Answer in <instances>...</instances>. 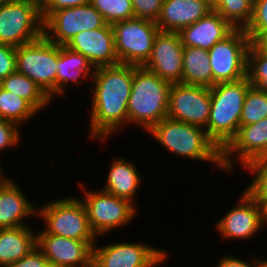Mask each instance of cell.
Wrapping results in <instances>:
<instances>
[{
    "instance_id": "cell-1",
    "label": "cell",
    "mask_w": 267,
    "mask_h": 267,
    "mask_svg": "<svg viewBox=\"0 0 267 267\" xmlns=\"http://www.w3.org/2000/svg\"><path fill=\"white\" fill-rule=\"evenodd\" d=\"M133 75L134 66L128 64L95 68L90 81L89 140L104 144L114 134L127 128Z\"/></svg>"
},
{
    "instance_id": "cell-2",
    "label": "cell",
    "mask_w": 267,
    "mask_h": 267,
    "mask_svg": "<svg viewBox=\"0 0 267 267\" xmlns=\"http://www.w3.org/2000/svg\"><path fill=\"white\" fill-rule=\"evenodd\" d=\"M145 134L175 157L210 163L213 169L223 171L222 151L207 136L204 128L165 117ZM215 168H214V167Z\"/></svg>"
},
{
    "instance_id": "cell-3",
    "label": "cell",
    "mask_w": 267,
    "mask_h": 267,
    "mask_svg": "<svg viewBox=\"0 0 267 267\" xmlns=\"http://www.w3.org/2000/svg\"><path fill=\"white\" fill-rule=\"evenodd\" d=\"M172 83L159 78L143 66H134L128 100V126L144 133L167 117L169 91ZM138 126V127H137Z\"/></svg>"
},
{
    "instance_id": "cell-4",
    "label": "cell",
    "mask_w": 267,
    "mask_h": 267,
    "mask_svg": "<svg viewBox=\"0 0 267 267\" xmlns=\"http://www.w3.org/2000/svg\"><path fill=\"white\" fill-rule=\"evenodd\" d=\"M250 87L247 77L210 87V117L205 131L221 151L237 135L244 99Z\"/></svg>"
},
{
    "instance_id": "cell-5",
    "label": "cell",
    "mask_w": 267,
    "mask_h": 267,
    "mask_svg": "<svg viewBox=\"0 0 267 267\" xmlns=\"http://www.w3.org/2000/svg\"><path fill=\"white\" fill-rule=\"evenodd\" d=\"M37 206V218L43 228L37 234H52L81 241H97L90 228L87 211L80 198L63 196Z\"/></svg>"
},
{
    "instance_id": "cell-6",
    "label": "cell",
    "mask_w": 267,
    "mask_h": 267,
    "mask_svg": "<svg viewBox=\"0 0 267 267\" xmlns=\"http://www.w3.org/2000/svg\"><path fill=\"white\" fill-rule=\"evenodd\" d=\"M84 194L80 197L85 205L90 228L96 237L110 235L116 229L133 224L138 215V207L129 200L116 197L101 189H86L83 182H79ZM109 232V233H108Z\"/></svg>"
},
{
    "instance_id": "cell-7",
    "label": "cell",
    "mask_w": 267,
    "mask_h": 267,
    "mask_svg": "<svg viewBox=\"0 0 267 267\" xmlns=\"http://www.w3.org/2000/svg\"><path fill=\"white\" fill-rule=\"evenodd\" d=\"M58 58L59 45L50 42L44 35L16 47V71L34 81L52 103L56 98Z\"/></svg>"
},
{
    "instance_id": "cell-8",
    "label": "cell",
    "mask_w": 267,
    "mask_h": 267,
    "mask_svg": "<svg viewBox=\"0 0 267 267\" xmlns=\"http://www.w3.org/2000/svg\"><path fill=\"white\" fill-rule=\"evenodd\" d=\"M119 63L142 67L149 60L159 27L156 22L131 18L112 24Z\"/></svg>"
},
{
    "instance_id": "cell-9",
    "label": "cell",
    "mask_w": 267,
    "mask_h": 267,
    "mask_svg": "<svg viewBox=\"0 0 267 267\" xmlns=\"http://www.w3.org/2000/svg\"><path fill=\"white\" fill-rule=\"evenodd\" d=\"M42 35L39 0H20L0 5V44L20 47Z\"/></svg>"
},
{
    "instance_id": "cell-10",
    "label": "cell",
    "mask_w": 267,
    "mask_h": 267,
    "mask_svg": "<svg viewBox=\"0 0 267 267\" xmlns=\"http://www.w3.org/2000/svg\"><path fill=\"white\" fill-rule=\"evenodd\" d=\"M251 40L244 29H235L209 50L213 86L247 77V54Z\"/></svg>"
},
{
    "instance_id": "cell-11",
    "label": "cell",
    "mask_w": 267,
    "mask_h": 267,
    "mask_svg": "<svg viewBox=\"0 0 267 267\" xmlns=\"http://www.w3.org/2000/svg\"><path fill=\"white\" fill-rule=\"evenodd\" d=\"M106 24L102 14L91 3L55 10L43 20V35L57 45H66L76 34Z\"/></svg>"
},
{
    "instance_id": "cell-12",
    "label": "cell",
    "mask_w": 267,
    "mask_h": 267,
    "mask_svg": "<svg viewBox=\"0 0 267 267\" xmlns=\"http://www.w3.org/2000/svg\"><path fill=\"white\" fill-rule=\"evenodd\" d=\"M265 158H267V118L239 127L237 135L222 150L224 174L232 175L238 169V165L243 170L248 163Z\"/></svg>"
},
{
    "instance_id": "cell-13",
    "label": "cell",
    "mask_w": 267,
    "mask_h": 267,
    "mask_svg": "<svg viewBox=\"0 0 267 267\" xmlns=\"http://www.w3.org/2000/svg\"><path fill=\"white\" fill-rule=\"evenodd\" d=\"M210 107V88L182 83L171 85L167 117L205 129Z\"/></svg>"
},
{
    "instance_id": "cell-14",
    "label": "cell",
    "mask_w": 267,
    "mask_h": 267,
    "mask_svg": "<svg viewBox=\"0 0 267 267\" xmlns=\"http://www.w3.org/2000/svg\"><path fill=\"white\" fill-rule=\"evenodd\" d=\"M100 238L93 245L92 259L101 267H150L167 251L144 241L120 240L101 245Z\"/></svg>"
},
{
    "instance_id": "cell-15",
    "label": "cell",
    "mask_w": 267,
    "mask_h": 267,
    "mask_svg": "<svg viewBox=\"0 0 267 267\" xmlns=\"http://www.w3.org/2000/svg\"><path fill=\"white\" fill-rule=\"evenodd\" d=\"M235 205L215 222L217 234L224 241L251 240L263 231L260 223V210L257 202L244 190H242Z\"/></svg>"
},
{
    "instance_id": "cell-16",
    "label": "cell",
    "mask_w": 267,
    "mask_h": 267,
    "mask_svg": "<svg viewBox=\"0 0 267 267\" xmlns=\"http://www.w3.org/2000/svg\"><path fill=\"white\" fill-rule=\"evenodd\" d=\"M183 49L178 32L159 31L149 60L143 66L170 83H182Z\"/></svg>"
},
{
    "instance_id": "cell-17",
    "label": "cell",
    "mask_w": 267,
    "mask_h": 267,
    "mask_svg": "<svg viewBox=\"0 0 267 267\" xmlns=\"http://www.w3.org/2000/svg\"><path fill=\"white\" fill-rule=\"evenodd\" d=\"M95 243L52 234H37L36 246L51 267H84L93 258Z\"/></svg>"
},
{
    "instance_id": "cell-18",
    "label": "cell",
    "mask_w": 267,
    "mask_h": 267,
    "mask_svg": "<svg viewBox=\"0 0 267 267\" xmlns=\"http://www.w3.org/2000/svg\"><path fill=\"white\" fill-rule=\"evenodd\" d=\"M65 46L85 56L94 68L119 64L111 24L84 30L72 37Z\"/></svg>"
},
{
    "instance_id": "cell-19",
    "label": "cell",
    "mask_w": 267,
    "mask_h": 267,
    "mask_svg": "<svg viewBox=\"0 0 267 267\" xmlns=\"http://www.w3.org/2000/svg\"><path fill=\"white\" fill-rule=\"evenodd\" d=\"M19 183L9 176L0 186V229L28 225V218L37 219V205Z\"/></svg>"
},
{
    "instance_id": "cell-20",
    "label": "cell",
    "mask_w": 267,
    "mask_h": 267,
    "mask_svg": "<svg viewBox=\"0 0 267 267\" xmlns=\"http://www.w3.org/2000/svg\"><path fill=\"white\" fill-rule=\"evenodd\" d=\"M213 10L211 0H163L156 22L160 31L179 32Z\"/></svg>"
},
{
    "instance_id": "cell-21",
    "label": "cell",
    "mask_w": 267,
    "mask_h": 267,
    "mask_svg": "<svg viewBox=\"0 0 267 267\" xmlns=\"http://www.w3.org/2000/svg\"><path fill=\"white\" fill-rule=\"evenodd\" d=\"M234 30L235 28L228 21L218 12L212 10L197 22L182 28L178 34L184 47L209 50Z\"/></svg>"
},
{
    "instance_id": "cell-22",
    "label": "cell",
    "mask_w": 267,
    "mask_h": 267,
    "mask_svg": "<svg viewBox=\"0 0 267 267\" xmlns=\"http://www.w3.org/2000/svg\"><path fill=\"white\" fill-rule=\"evenodd\" d=\"M107 168L104 186L100 189L116 197L127 199L137 207V202L134 201L142 188L143 175L141 176L136 163L123 157H114Z\"/></svg>"
},
{
    "instance_id": "cell-23",
    "label": "cell",
    "mask_w": 267,
    "mask_h": 267,
    "mask_svg": "<svg viewBox=\"0 0 267 267\" xmlns=\"http://www.w3.org/2000/svg\"><path fill=\"white\" fill-rule=\"evenodd\" d=\"M94 70V66L85 56L79 52L69 49L65 45H59L56 97L59 98L65 96L67 91H69L67 88H69L72 84L77 88L80 87V85L82 87L83 81H87V79H89L88 81H91Z\"/></svg>"
},
{
    "instance_id": "cell-24",
    "label": "cell",
    "mask_w": 267,
    "mask_h": 267,
    "mask_svg": "<svg viewBox=\"0 0 267 267\" xmlns=\"http://www.w3.org/2000/svg\"><path fill=\"white\" fill-rule=\"evenodd\" d=\"M23 225L0 229V267H6L27 255L36 247L37 231Z\"/></svg>"
},
{
    "instance_id": "cell-25",
    "label": "cell",
    "mask_w": 267,
    "mask_h": 267,
    "mask_svg": "<svg viewBox=\"0 0 267 267\" xmlns=\"http://www.w3.org/2000/svg\"><path fill=\"white\" fill-rule=\"evenodd\" d=\"M182 84L208 88L213 86V73L209 63L208 50L184 47Z\"/></svg>"
},
{
    "instance_id": "cell-26",
    "label": "cell",
    "mask_w": 267,
    "mask_h": 267,
    "mask_svg": "<svg viewBox=\"0 0 267 267\" xmlns=\"http://www.w3.org/2000/svg\"><path fill=\"white\" fill-rule=\"evenodd\" d=\"M1 88L28 101L40 114L47 106L50 107L51 105V99L38 85L17 71L2 80Z\"/></svg>"
},
{
    "instance_id": "cell-27",
    "label": "cell",
    "mask_w": 267,
    "mask_h": 267,
    "mask_svg": "<svg viewBox=\"0 0 267 267\" xmlns=\"http://www.w3.org/2000/svg\"><path fill=\"white\" fill-rule=\"evenodd\" d=\"M38 114L40 113L25 99L0 89V119L12 121L23 128Z\"/></svg>"
},
{
    "instance_id": "cell-28",
    "label": "cell",
    "mask_w": 267,
    "mask_h": 267,
    "mask_svg": "<svg viewBox=\"0 0 267 267\" xmlns=\"http://www.w3.org/2000/svg\"><path fill=\"white\" fill-rule=\"evenodd\" d=\"M254 0H214L213 10L235 29H245L253 13Z\"/></svg>"
},
{
    "instance_id": "cell-29",
    "label": "cell",
    "mask_w": 267,
    "mask_h": 267,
    "mask_svg": "<svg viewBox=\"0 0 267 267\" xmlns=\"http://www.w3.org/2000/svg\"><path fill=\"white\" fill-rule=\"evenodd\" d=\"M247 78L251 86L267 92V51L251 42L247 54Z\"/></svg>"
},
{
    "instance_id": "cell-30",
    "label": "cell",
    "mask_w": 267,
    "mask_h": 267,
    "mask_svg": "<svg viewBox=\"0 0 267 267\" xmlns=\"http://www.w3.org/2000/svg\"><path fill=\"white\" fill-rule=\"evenodd\" d=\"M267 118V92L251 86L245 96L240 126L256 123Z\"/></svg>"
},
{
    "instance_id": "cell-31",
    "label": "cell",
    "mask_w": 267,
    "mask_h": 267,
    "mask_svg": "<svg viewBox=\"0 0 267 267\" xmlns=\"http://www.w3.org/2000/svg\"><path fill=\"white\" fill-rule=\"evenodd\" d=\"M90 3L102 14L107 24L134 18L131 0H91Z\"/></svg>"
},
{
    "instance_id": "cell-32",
    "label": "cell",
    "mask_w": 267,
    "mask_h": 267,
    "mask_svg": "<svg viewBox=\"0 0 267 267\" xmlns=\"http://www.w3.org/2000/svg\"><path fill=\"white\" fill-rule=\"evenodd\" d=\"M243 169L251 175L244 190L253 199H267V158L250 162Z\"/></svg>"
},
{
    "instance_id": "cell-33",
    "label": "cell",
    "mask_w": 267,
    "mask_h": 267,
    "mask_svg": "<svg viewBox=\"0 0 267 267\" xmlns=\"http://www.w3.org/2000/svg\"><path fill=\"white\" fill-rule=\"evenodd\" d=\"M244 31L251 42H257L267 32V0H254L252 17Z\"/></svg>"
},
{
    "instance_id": "cell-34",
    "label": "cell",
    "mask_w": 267,
    "mask_h": 267,
    "mask_svg": "<svg viewBox=\"0 0 267 267\" xmlns=\"http://www.w3.org/2000/svg\"><path fill=\"white\" fill-rule=\"evenodd\" d=\"M21 127L8 120L0 119V162L3 153L9 151V149L17 148L21 143V139L24 134L21 135L23 130Z\"/></svg>"
},
{
    "instance_id": "cell-35",
    "label": "cell",
    "mask_w": 267,
    "mask_h": 267,
    "mask_svg": "<svg viewBox=\"0 0 267 267\" xmlns=\"http://www.w3.org/2000/svg\"><path fill=\"white\" fill-rule=\"evenodd\" d=\"M134 17L157 22L163 0H131Z\"/></svg>"
},
{
    "instance_id": "cell-36",
    "label": "cell",
    "mask_w": 267,
    "mask_h": 267,
    "mask_svg": "<svg viewBox=\"0 0 267 267\" xmlns=\"http://www.w3.org/2000/svg\"><path fill=\"white\" fill-rule=\"evenodd\" d=\"M16 71V47L0 44V79Z\"/></svg>"
},
{
    "instance_id": "cell-37",
    "label": "cell",
    "mask_w": 267,
    "mask_h": 267,
    "mask_svg": "<svg viewBox=\"0 0 267 267\" xmlns=\"http://www.w3.org/2000/svg\"><path fill=\"white\" fill-rule=\"evenodd\" d=\"M91 0H39L40 12L44 20L55 10L85 5Z\"/></svg>"
},
{
    "instance_id": "cell-38",
    "label": "cell",
    "mask_w": 267,
    "mask_h": 267,
    "mask_svg": "<svg viewBox=\"0 0 267 267\" xmlns=\"http://www.w3.org/2000/svg\"><path fill=\"white\" fill-rule=\"evenodd\" d=\"M6 267H51L42 251L36 246L27 255Z\"/></svg>"
},
{
    "instance_id": "cell-39",
    "label": "cell",
    "mask_w": 267,
    "mask_h": 267,
    "mask_svg": "<svg viewBox=\"0 0 267 267\" xmlns=\"http://www.w3.org/2000/svg\"><path fill=\"white\" fill-rule=\"evenodd\" d=\"M251 259V260H249ZM249 261V262H248ZM248 261L231 254L220 256L215 267H256L257 257L248 258Z\"/></svg>"
},
{
    "instance_id": "cell-40",
    "label": "cell",
    "mask_w": 267,
    "mask_h": 267,
    "mask_svg": "<svg viewBox=\"0 0 267 267\" xmlns=\"http://www.w3.org/2000/svg\"><path fill=\"white\" fill-rule=\"evenodd\" d=\"M260 210V223L262 229L267 228V199H254Z\"/></svg>"
},
{
    "instance_id": "cell-41",
    "label": "cell",
    "mask_w": 267,
    "mask_h": 267,
    "mask_svg": "<svg viewBox=\"0 0 267 267\" xmlns=\"http://www.w3.org/2000/svg\"><path fill=\"white\" fill-rule=\"evenodd\" d=\"M169 252H165L156 262H154L150 267H158L161 266L163 263L165 264V262L167 263L168 261H166L167 259H169ZM165 261V262H164Z\"/></svg>"
},
{
    "instance_id": "cell-42",
    "label": "cell",
    "mask_w": 267,
    "mask_h": 267,
    "mask_svg": "<svg viewBox=\"0 0 267 267\" xmlns=\"http://www.w3.org/2000/svg\"><path fill=\"white\" fill-rule=\"evenodd\" d=\"M262 49L267 51V32L256 42Z\"/></svg>"
},
{
    "instance_id": "cell-43",
    "label": "cell",
    "mask_w": 267,
    "mask_h": 267,
    "mask_svg": "<svg viewBox=\"0 0 267 267\" xmlns=\"http://www.w3.org/2000/svg\"><path fill=\"white\" fill-rule=\"evenodd\" d=\"M256 267H267V257H257Z\"/></svg>"
},
{
    "instance_id": "cell-44",
    "label": "cell",
    "mask_w": 267,
    "mask_h": 267,
    "mask_svg": "<svg viewBox=\"0 0 267 267\" xmlns=\"http://www.w3.org/2000/svg\"><path fill=\"white\" fill-rule=\"evenodd\" d=\"M2 162H0V186L2 185V183L8 178V175L6 173H4V169L1 167L2 166Z\"/></svg>"
},
{
    "instance_id": "cell-45",
    "label": "cell",
    "mask_w": 267,
    "mask_h": 267,
    "mask_svg": "<svg viewBox=\"0 0 267 267\" xmlns=\"http://www.w3.org/2000/svg\"><path fill=\"white\" fill-rule=\"evenodd\" d=\"M84 267H101L97 262H95L93 259Z\"/></svg>"
},
{
    "instance_id": "cell-46",
    "label": "cell",
    "mask_w": 267,
    "mask_h": 267,
    "mask_svg": "<svg viewBox=\"0 0 267 267\" xmlns=\"http://www.w3.org/2000/svg\"><path fill=\"white\" fill-rule=\"evenodd\" d=\"M17 1H20V0H0V5L9 4V3L17 2Z\"/></svg>"
},
{
    "instance_id": "cell-47",
    "label": "cell",
    "mask_w": 267,
    "mask_h": 267,
    "mask_svg": "<svg viewBox=\"0 0 267 267\" xmlns=\"http://www.w3.org/2000/svg\"><path fill=\"white\" fill-rule=\"evenodd\" d=\"M1 86H2V80L0 79V89H1Z\"/></svg>"
}]
</instances>
